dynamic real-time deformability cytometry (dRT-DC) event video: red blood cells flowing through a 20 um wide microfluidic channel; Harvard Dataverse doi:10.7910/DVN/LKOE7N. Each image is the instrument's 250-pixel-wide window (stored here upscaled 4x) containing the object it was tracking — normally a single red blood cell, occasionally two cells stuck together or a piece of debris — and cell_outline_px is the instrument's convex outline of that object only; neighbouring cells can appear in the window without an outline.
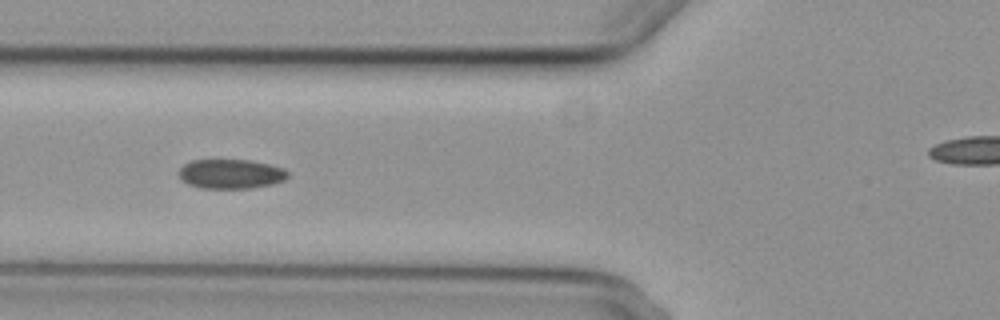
{"species": "common noctule bat (a hibernating species)", "species_latin": "Nyctalus noctula", "temperature_condition": "cold", "stored_images_in_passage": 7, "camera_frame_rate_fps": 3000, "um_per_image_px": 0.085, "animal": {"sex": "female", "body_mass_g": 29.2, "forearm_length_mm": 56.3}, "frame": {"image": 1, "passage_image": 5, "time_ms": 5.0, "image_size_px": [1000, 320], "cell_outline_px": [[288, 176], [284, 180], [272, 184], [252, 188], [200, 188], [188, 184], [180, 176], [180, 168], [184, 164], [192, 160], [252, 160], [284, 168], [288, 172]], "centroid_in_image_um": [19.65, 14.78], "position_along_channel_um": 106.2, "area_um2": 18.61}}
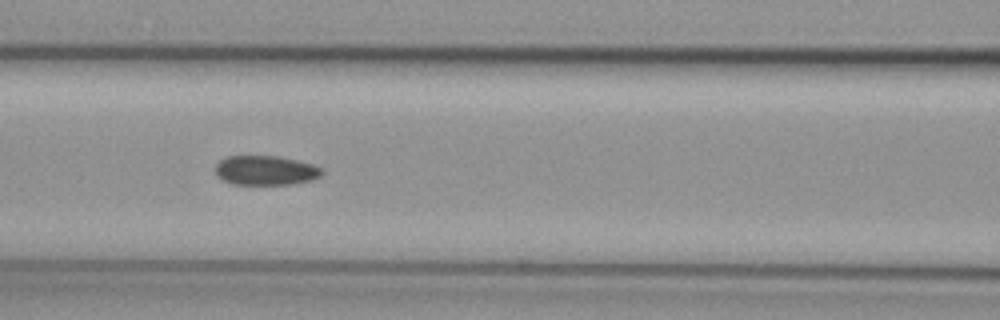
{"frame": {"image": 2, "passage_image": 6, "time_ms": 6.0, "image_size_px": [1000, 320], "cell_outline_px": [[324, 172], [320, 176], [312, 180], [292, 184], [232, 184], [220, 180], [216, 176], [216, 164], [220, 160], [228, 156], [276, 156], [296, 160], [312, 164], [320, 168]], "centroid_in_image_um": [22.54, 14.49], "position_along_channel_um": 144.1, "area_um2": 18.32}}
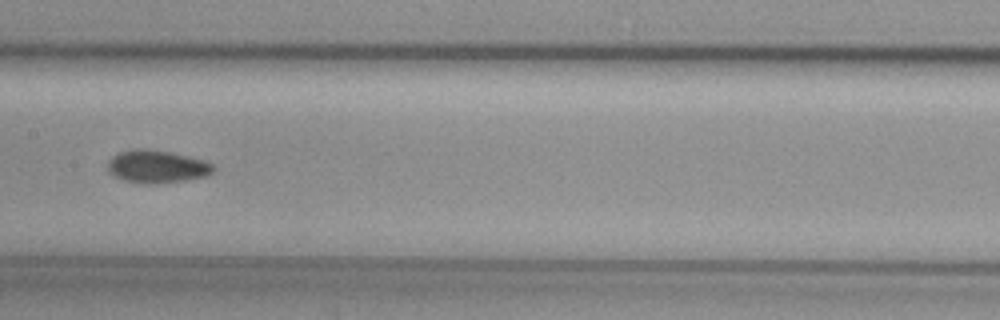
{"frame": {"image": 3, "passage_image": 7, "time_ms": 7.333, "image_size_px": [1000, 320], "cell_outline_px": [[216, 168], [208, 176], [184, 180], [156, 184], [144, 184], [124, 180], [112, 176], [108, 172], [108, 160], [112, 156], [120, 152], [140, 148], [144, 148], [168, 152], [200, 160], [212, 164]], "centroid_in_image_um": [13.29, 14.18], "position_along_channel_um": 194.1, "area_um2": 20.0}}